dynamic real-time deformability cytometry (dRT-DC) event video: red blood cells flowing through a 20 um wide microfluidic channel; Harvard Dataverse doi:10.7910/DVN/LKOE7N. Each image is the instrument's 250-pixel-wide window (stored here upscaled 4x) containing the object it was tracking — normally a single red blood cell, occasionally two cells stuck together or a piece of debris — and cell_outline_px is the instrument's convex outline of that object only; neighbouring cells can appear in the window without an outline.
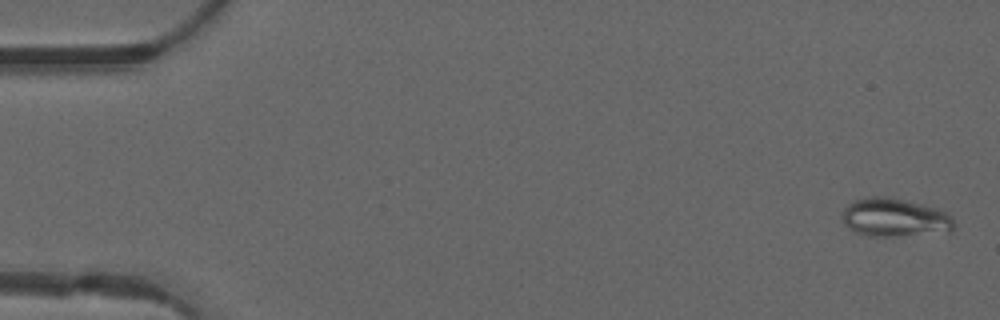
{"species": "common noctule bat (a hibernating species)", "species_latin": "Nyctalus noctula", "temperature_condition": "warm", "stored_images_in_passage": 50, "camera_frame_rate_fps": 3000, "um_per_image_px": 0.085, "animal": {"sex": "male", "forearm_length_mm": 52.5}, "frame": {"image": 1, "passage_image": 2, "time_ms": 0.333, "image_size_px": [1000, 320], "cell_outline_px": [[956, 224], [952, 232], [892, 236], [868, 236], [856, 232], [844, 224], [840, 216], [844, 208], [852, 200], [872, 196], [884, 196], [924, 204], [940, 208]], "centroid_in_image_um": [76.03, 18.49], "position_along_channel_um": 9.0, "area_um2": 25.26}}
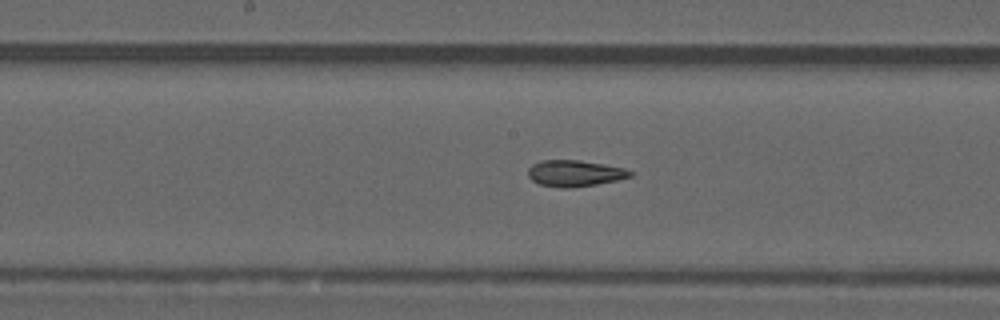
{"frame": {"image": 2, "passage_image": 26, "time_ms": 8.333, "image_size_px": [1000, 320], "cell_outline_px": [[636, 172], [632, 176], [616, 180], [596, 184], [572, 188], [560, 188], [540, 184], [532, 180], [528, 176], [528, 168], [532, 164], [540, 160], [580, 160], [624, 168]], "centroid_in_image_um": [48.85, 14.73], "position_along_channel_um": 199.4, "area_um2": 15.72}}
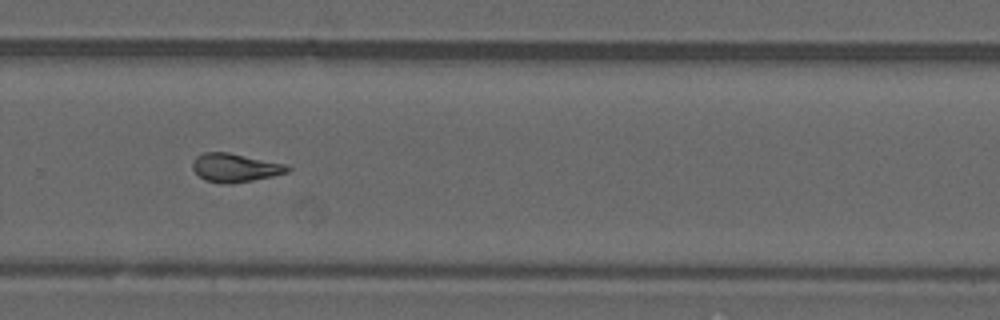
{"frame": {"image": 3, "passage_image": 34, "time_ms": 11.0, "image_size_px": [1000, 320], "cell_outline_px": [[292, 168], [288, 172], [272, 176], [252, 180], [228, 184], [220, 184], [204, 180], [192, 168], [192, 164], [196, 156], [204, 152], [228, 152], [288, 164]], "centroid_in_image_um": [20.0, 14.25], "position_along_channel_um": 309.8, "area_um2": 15.9}, "authors_computed_cell_mechanics": {"area_um2": 16.3574, "velocity_mm_per_s": 4.1691, "shape_relaxation_time_tau1_ms": null, "shape_relaxation_time_tau2_ms": 2.3878, "deformation_change_tau1": null, "deformation_change_tau2": 0.1029}}